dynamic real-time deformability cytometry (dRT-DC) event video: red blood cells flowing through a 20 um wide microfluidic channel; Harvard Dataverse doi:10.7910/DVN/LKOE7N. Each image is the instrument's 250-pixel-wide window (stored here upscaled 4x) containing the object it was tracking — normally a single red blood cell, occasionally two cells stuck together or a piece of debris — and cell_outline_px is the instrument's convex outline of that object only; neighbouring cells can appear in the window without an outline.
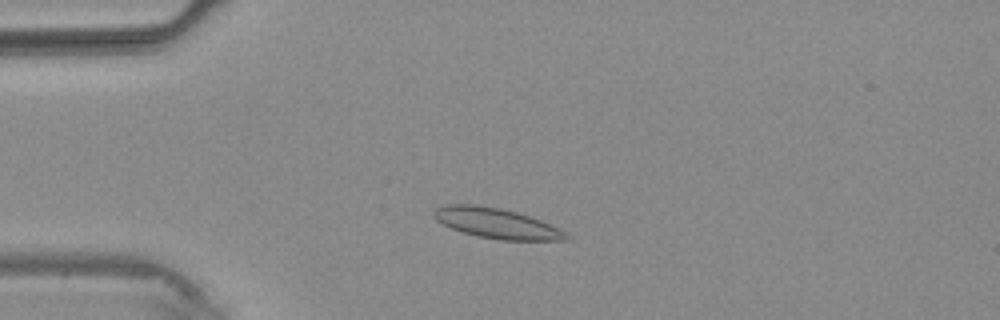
{"species": "common noctule bat (a hibernating species)", "species_latin": "Nyctalus noctula", "temperature_condition": "warm", "stored_images_in_passage": 4, "camera_frame_rate_fps": 3000, "um_per_image_px": 0.085, "animal": {"sex": "male", "body_mass_g": 20.4}, "frame": {"image": 1, "passage_image": 3, "time_ms": 2.333, "image_size_px": [1000, 320], "cell_outline_px": [[572, 240], [500, 240], [476, 236], [452, 228], [436, 220], [432, 216], [432, 212], [436, 208], [444, 204], [476, 204], [500, 208], [516, 212], [540, 220], [564, 232]], "centroid_in_image_um": [42.14, 18.97], "position_along_channel_um": 42.9, "area_um2": 23.12}}